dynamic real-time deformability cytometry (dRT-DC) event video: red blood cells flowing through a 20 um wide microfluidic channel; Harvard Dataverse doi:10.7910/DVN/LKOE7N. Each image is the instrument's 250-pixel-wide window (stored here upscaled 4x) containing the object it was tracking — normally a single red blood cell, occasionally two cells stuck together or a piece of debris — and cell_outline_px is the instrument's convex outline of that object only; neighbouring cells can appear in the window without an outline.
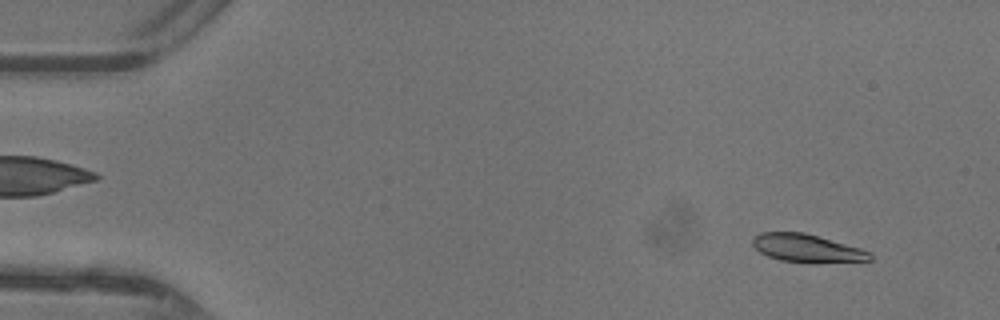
{"species": "common noctule bat (a hibernating species)", "species_latin": "Nyctalus noctula", "temperature_condition": "warm", "stored_images_in_passage": 47, "camera_frame_rate_fps": 3000, "um_per_image_px": 0.085, "animal": {"sex": "female"}, "frame": {"image": 1, "passage_image": 4, "time_ms": 1.0, "image_size_px": [1000, 320], "cell_outline_px": [[872, 260], [812, 264], [780, 260], [768, 256], [760, 252], [752, 244], [752, 236], [760, 232], [804, 232], [860, 248], [872, 252]], "centroid_in_image_um": [68.59, 21.11], "position_along_channel_um": 16.4, "area_um2": 19.48}}
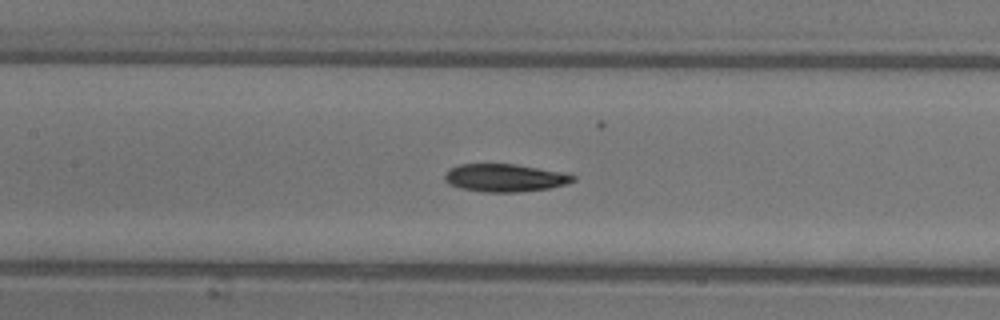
{"frame": {"image": 2, "passage_image": 22, "time_ms": 7.0, "image_size_px": [1000, 320], "cell_outline_px": [[576, 180], [564, 184], [548, 188], [516, 192], [484, 192], [460, 188], [448, 184], [444, 180], [444, 176], [452, 168], [460, 164], [516, 164], [564, 172], [576, 176]], "centroid_in_image_um": [42.92, 15.11], "position_along_channel_um": 164.5, "area_um2": 20.69}}
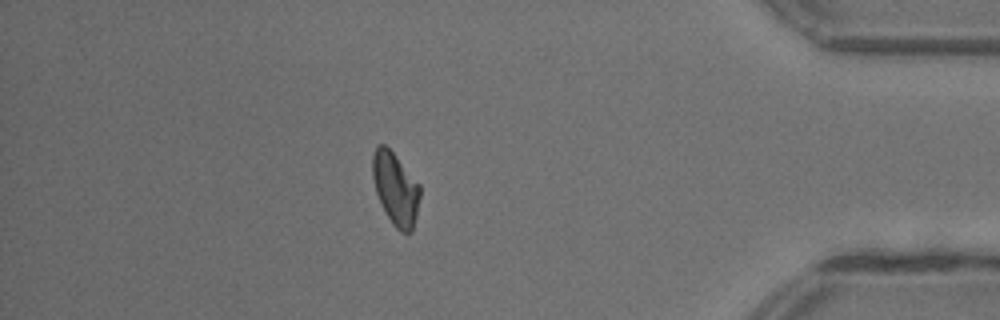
{"frame": {"image": 3, "passage_image": 41, "time_ms": 13.333, "image_size_px": [1000, 320], "cell_outline_px": [[420, 196], [416, 216], [412, 232], [400, 232], [392, 224], [376, 192], [372, 176], [372, 156], [376, 144], [384, 144], [392, 152], [420, 184]], "centroid_in_image_um": [33.62, 16.03], "position_along_channel_um": 401.6, "area_um2": 19.88}, "authors_computed_cell_mechanics": {"area_um2": 20.3456, "velocity_mm_per_s": 4.3866, "shape_relaxation_time_tau1_ms": 3.78, "shape_relaxation_time_tau2_ms": 3.2713, "deformation_change_tau1": 0.1711, "deformation_change_tau2": 0.095}}